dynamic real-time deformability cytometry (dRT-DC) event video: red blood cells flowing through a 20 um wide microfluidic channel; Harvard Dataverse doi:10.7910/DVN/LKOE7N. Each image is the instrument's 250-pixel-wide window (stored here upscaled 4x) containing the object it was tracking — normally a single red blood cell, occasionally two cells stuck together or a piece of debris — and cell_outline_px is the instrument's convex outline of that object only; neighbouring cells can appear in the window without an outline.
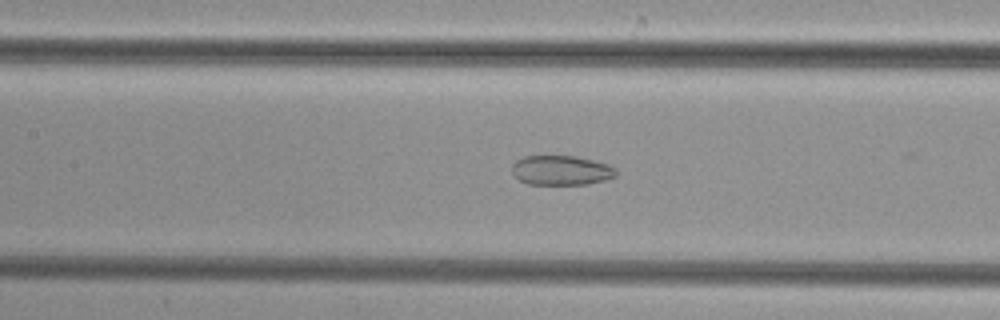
{"species": "common noctule bat (a hibernating species)", "species_latin": "Nyctalus noctula", "temperature_condition": "cold", "stored_images_in_passage": 38, "camera_frame_rate_fps": 3000, "um_per_image_px": 0.085, "animal": {"sex": "female", "body_mass_g": 29.2, "forearm_length_mm": 56.3}, "frame": {"image": 1, "passage_image": 15, "time_ms": 4.667, "image_size_px": [1000, 320], "cell_outline_px": [[616, 176], [604, 180], [588, 184], [528, 184], [520, 180], [512, 172], [512, 164], [516, 160], [524, 156], [576, 156], [608, 164], [616, 168]], "centroid_in_image_um": [47.7, 14.47], "position_along_channel_um": 159.7, "area_um2": 17.92}}
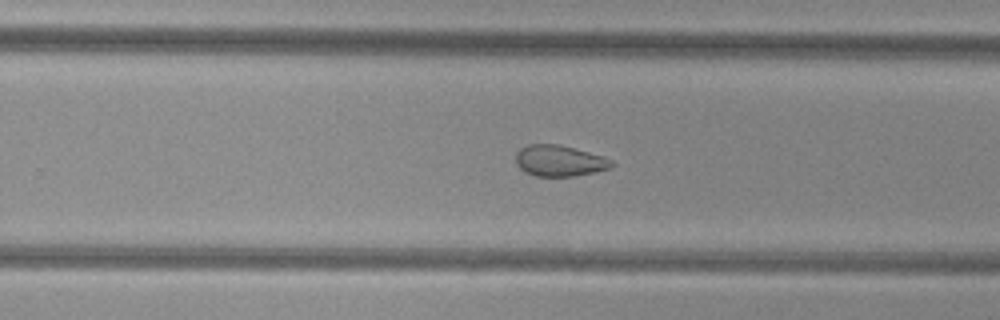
{"frame": {"image": 2, "passage_image": 24, "time_ms": 7.667, "image_size_px": [1000, 320], "cell_outline_px": [[616, 164], [608, 168], [596, 172], [576, 176], [536, 176], [524, 172], [516, 164], [516, 152], [520, 148], [528, 144], [560, 144], [604, 156], [612, 160]], "centroid_in_image_um": [47.56, 13.66], "position_along_channel_um": 282.2, "area_um2": 17.57}}
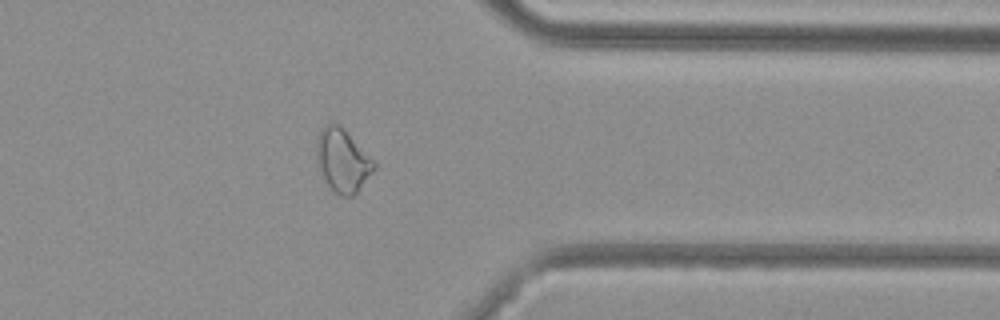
{"frame": {"image": 3, "passage_image": 32, "time_ms": 10.333, "image_size_px": [1000, 320], "cell_outline_px": [[376, 168], [356, 192], [352, 196], [340, 196], [332, 192], [324, 180], [316, 160], [316, 140], [320, 128], [324, 124], [336, 124], [376, 160]], "centroid_in_image_um": [29.1, 13.67], "position_along_channel_um": 382.3, "area_um2": 21.1}}